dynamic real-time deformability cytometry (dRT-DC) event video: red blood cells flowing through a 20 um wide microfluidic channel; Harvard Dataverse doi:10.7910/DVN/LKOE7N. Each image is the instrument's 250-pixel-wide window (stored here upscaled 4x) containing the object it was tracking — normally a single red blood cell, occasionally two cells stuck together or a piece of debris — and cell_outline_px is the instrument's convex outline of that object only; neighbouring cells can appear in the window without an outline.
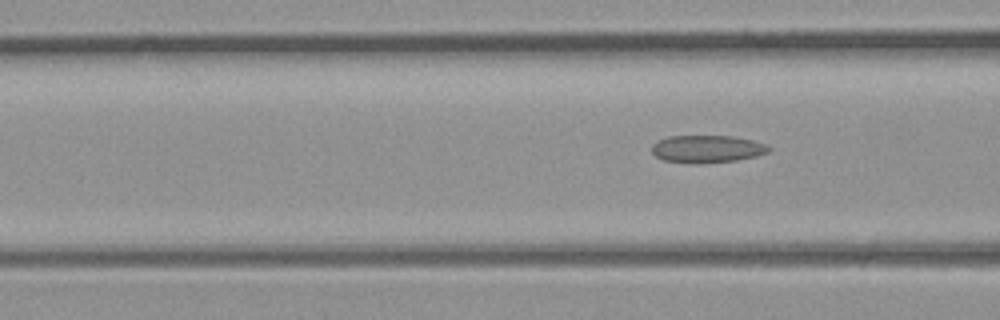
{"species": "common noctule bat (a hibernating species)", "species_latin": "Nyctalus noctula", "temperature_condition": "room temperature", "stored_images_in_passage": 4, "camera_frame_rate_fps": 3000, "um_per_image_px": 0.085, "animal": {"sex": "male", "body_mass_g": 23.1, "forearm_length_mm": 52.7}, "frame": {"image": 1, "passage_image": 4, "time_ms": 1.0, "image_size_px": [1000, 320], "cell_outline_px": [[772, 148], [768, 152], [756, 156], [736, 160], [700, 164], [692, 164], [664, 160], [656, 156], [652, 152], [652, 144], [668, 136], [732, 136], [752, 140], [768, 144]], "centroid_in_image_um": [60.12, 12.66], "position_along_channel_um": 106.5, "area_um2": 18.84}}